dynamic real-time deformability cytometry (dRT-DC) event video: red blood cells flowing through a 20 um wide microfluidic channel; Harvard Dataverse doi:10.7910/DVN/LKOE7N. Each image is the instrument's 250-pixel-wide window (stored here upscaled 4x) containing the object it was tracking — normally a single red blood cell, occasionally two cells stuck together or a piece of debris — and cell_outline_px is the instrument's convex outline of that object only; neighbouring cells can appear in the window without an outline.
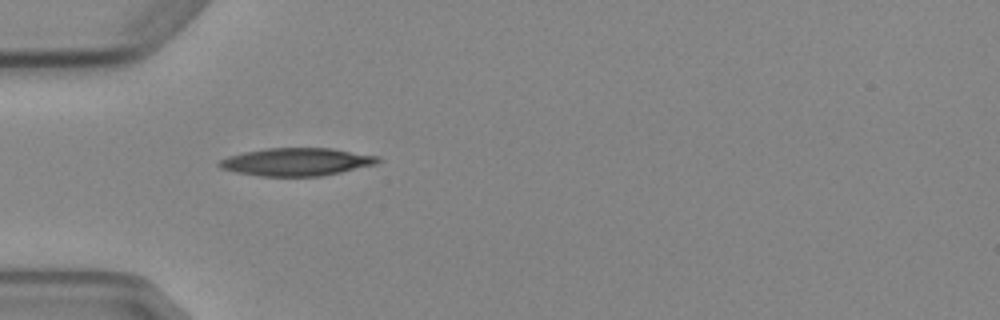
{"species": "Egyptian fruit bat (a non-hibernating species)", "species_latin": "Rousettus aegyptiacus", "temperature_condition": "cold", "stored_images_in_passage": 2, "camera_frame_rate_fps": 3000, "um_per_image_px": 0.085, "animal": {"sex": "female"}, "frame": {"image": 1, "passage_image": 1, "time_ms": 0.0, "image_size_px": [1000, 320], "cell_outline_px": [[384, 160], [376, 164], [340, 172], [320, 176], [260, 176], [236, 172], [220, 168], [216, 164], [220, 160], [228, 156], [244, 152], [268, 148], [332, 148], [380, 156]], "centroid_in_image_um": [25.23, 13.75], "position_along_channel_um": 59.8, "area_um2": 25.78}}
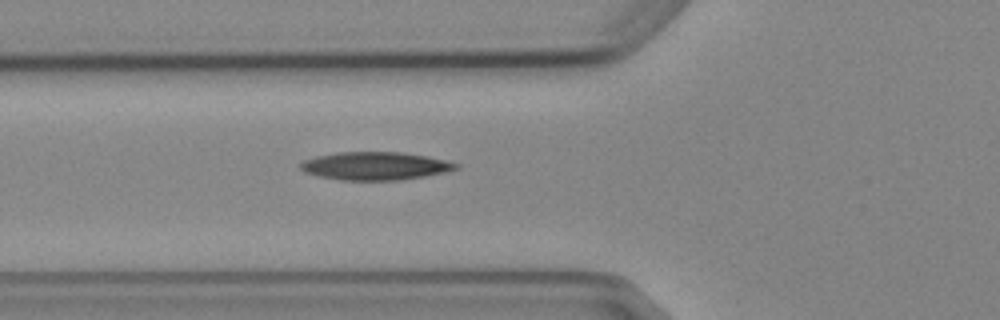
{"frame": {"image": 2, "passage_image": 2, "time_ms": 1.0, "image_size_px": [1000, 320], "cell_outline_px": [[460, 168], [444, 172], [424, 176], [400, 180], [340, 180], [320, 176], [304, 172], [300, 168], [300, 164], [304, 160], [316, 156], [336, 152], [400, 152], [428, 156], [460, 164]], "centroid_in_image_um": [31.89, 14.1], "position_along_channel_um": 93.9, "area_um2": 25.37}}